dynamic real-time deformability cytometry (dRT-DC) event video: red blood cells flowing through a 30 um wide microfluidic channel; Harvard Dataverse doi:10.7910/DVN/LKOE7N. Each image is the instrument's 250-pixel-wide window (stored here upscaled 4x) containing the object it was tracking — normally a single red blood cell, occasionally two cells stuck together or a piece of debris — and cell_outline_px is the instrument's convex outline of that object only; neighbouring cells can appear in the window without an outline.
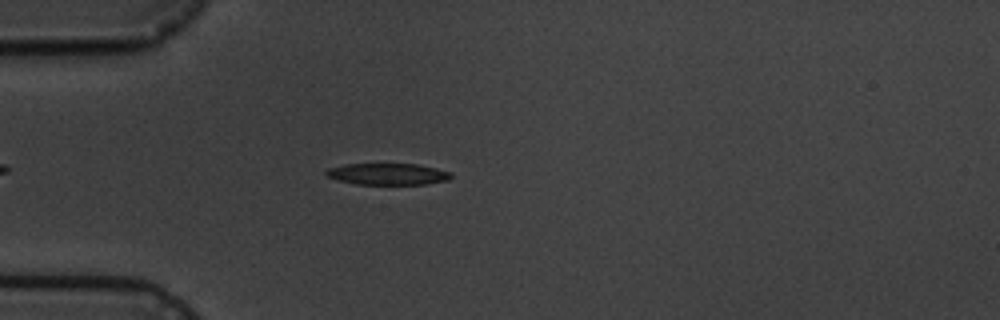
{"species": "common noctule bat (a hibernating species)", "species_latin": "Nyctalus noctula", "temperature_condition": "cold", "stored_images_in_passage": 1, "camera_frame_rate_fps": 3000, "um_per_image_px": 0.085, "animal": {"sex": "male", "body_mass_g": 19.5, "forearm_length_mm": 54.6}, "frame": {"image": 1, "passage_image": 1, "time_ms": 0.0, "image_size_px": [1000, 320], "cell_outline_px": [[452, 176], [448, 180], [424, 184], [356, 184], [336, 180], [328, 176], [324, 172], [328, 168], [344, 164], [416, 164], [436, 168], [452, 172]], "centroid_in_image_um": [32.95, 14.79], "position_along_channel_um": 52.1, "area_um2": 15.66}}